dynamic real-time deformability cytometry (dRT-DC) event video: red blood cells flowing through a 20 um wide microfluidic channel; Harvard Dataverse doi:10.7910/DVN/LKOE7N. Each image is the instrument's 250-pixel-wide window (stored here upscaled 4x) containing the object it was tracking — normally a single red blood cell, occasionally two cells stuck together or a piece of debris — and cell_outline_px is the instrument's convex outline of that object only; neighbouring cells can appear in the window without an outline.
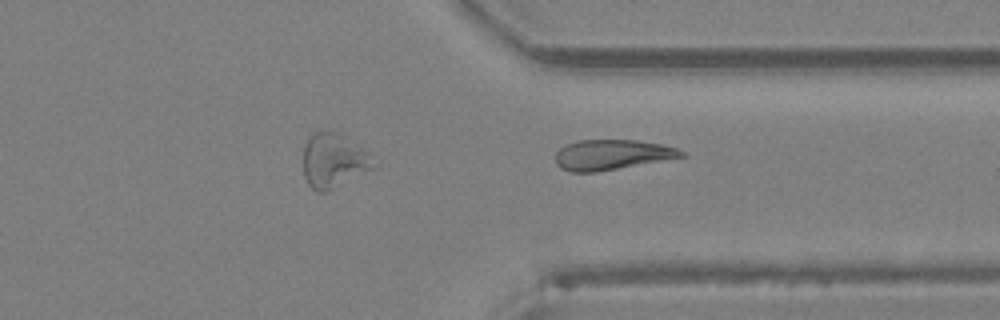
{"species": "Egyptian fruit bat (a non-hibernating species)", "species_latin": "Rousettus aegyptiacus", "temperature_condition": "room temperature", "stored_images_in_passage": 20, "camera_frame_rate_fps": 3000, "um_per_image_px": 0.085, "animal": {"sex": "female"}, "frame": {"image": 1, "passage_image": 20, "time_ms": 6.333, "image_size_px": [1000, 320], "cell_outline_px": [[688, 156], [596, 172], [568, 172], [560, 168], [556, 164], [556, 152], [560, 148], [568, 144], [580, 140], [636, 140], [660, 144], [676, 148], [684, 152]], "centroid_in_image_um": [52.0, 13.16], "position_along_channel_um": 359.4, "area_um2": 22.08}}